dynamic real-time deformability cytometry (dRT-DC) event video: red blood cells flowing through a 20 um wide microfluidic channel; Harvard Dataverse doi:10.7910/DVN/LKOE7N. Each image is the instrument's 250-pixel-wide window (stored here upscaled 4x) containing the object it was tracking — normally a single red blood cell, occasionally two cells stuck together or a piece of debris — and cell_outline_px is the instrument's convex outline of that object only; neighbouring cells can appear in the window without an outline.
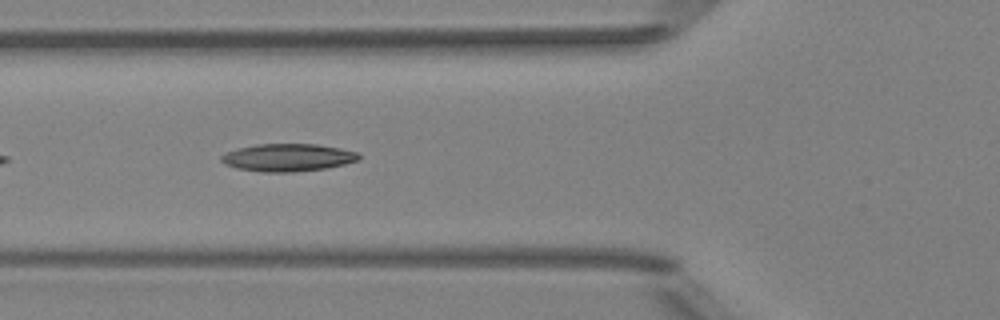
{"species": "Egyptian fruit bat (a non-hibernating species)", "species_latin": "Rousettus aegyptiacus", "temperature_condition": "room temperature", "stored_images_in_passage": 37, "camera_frame_rate_fps": 3000, "um_per_image_px": 0.085, "animal": {"sex": "female"}, "frame": {"image": 1, "passage_image": 5, "time_ms": 1.333, "image_size_px": [1000, 320], "cell_outline_px": [[360, 160], [344, 164], [324, 168], [292, 172], [260, 172], [236, 168], [224, 164], [220, 160], [220, 156], [224, 152], [236, 148], [256, 144], [316, 144], [340, 148], [356, 152], [360, 156]], "centroid_in_image_um": [24.4, 13.38], "position_along_channel_um": 101.4, "area_um2": 22.25}}
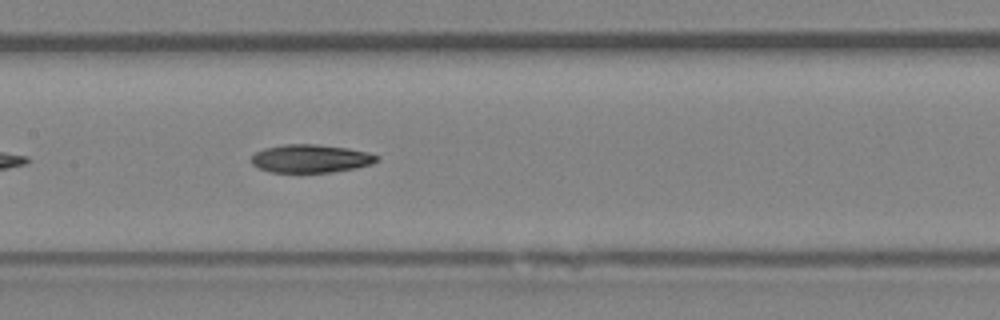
{"frame": {"image": 2, "passage_image": 11, "time_ms": 3.333, "image_size_px": [1000, 320], "cell_outline_px": [[380, 156], [372, 164], [356, 168], [332, 172], [272, 172], [260, 168], [252, 164], [252, 156], [256, 152], [264, 148], [284, 144], [316, 144], [348, 148], [368, 152]], "centroid_in_image_um": [26.43, 13.47], "position_along_channel_um": 181.0, "area_um2": 20.52}}
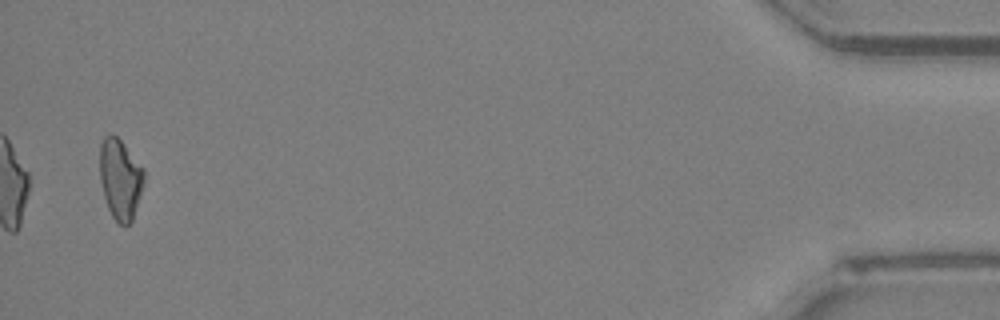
{"frame": {"image": 3, "passage_image": 36, "time_ms": 11.667, "image_size_px": [1000, 320], "cell_outline_px": [[144, 184], [132, 220], [124, 228], [112, 216], [108, 208], [104, 196], [100, 180], [100, 144], [104, 136], [112, 132], [124, 144], [144, 168]], "centroid_in_image_um": [10.22, 15.2], "position_along_channel_um": 425.0, "area_um2": 20.81}, "authors_computed_cell_mechanics": {"area_um2": 21.0392, "velocity_mm_per_s": 3.9985, "shape_relaxation_time_tau1_ms": 8.1062, "shape_relaxation_time_tau2_ms": null, "deformation_change_tau1": 0.1677, "deformation_change_tau2": null}}